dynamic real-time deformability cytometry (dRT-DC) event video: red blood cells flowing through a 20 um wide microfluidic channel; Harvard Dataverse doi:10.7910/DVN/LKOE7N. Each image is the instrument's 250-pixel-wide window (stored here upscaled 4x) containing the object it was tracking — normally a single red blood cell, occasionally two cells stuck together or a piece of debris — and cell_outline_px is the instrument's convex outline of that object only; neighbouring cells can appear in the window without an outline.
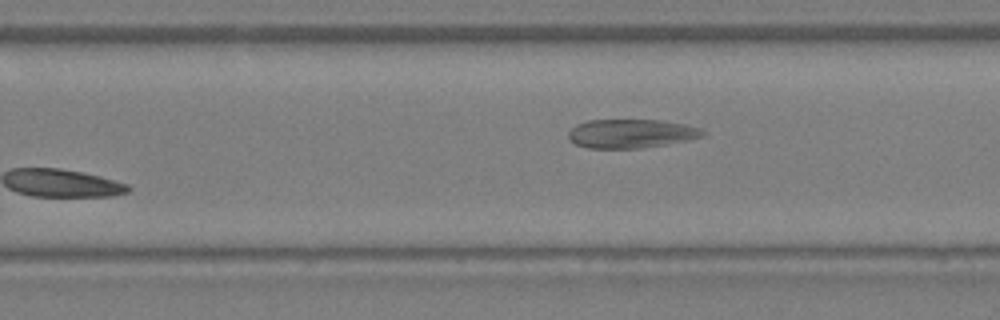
{"species": "Egyptian fruit bat (a non-hibernating species)", "species_latin": "Rousettus aegyptiacus", "temperature_condition": "warm", "stored_images_in_passage": 14, "segment_of_instrument_passage": [2, 2], "camera_frame_rate_fps": 3000, "um_per_image_px": 0.085, "animal": {"sex": "female"}, "frame": {"image": 1, "passage_image": 14, "time_ms": 4.333, "image_size_px": [1000, 320], "cell_outline_px": [[708, 132], [704, 136], [688, 140], [640, 148], [588, 148], [576, 144], [568, 136], [568, 132], [576, 124], [588, 120], [660, 120], [684, 124], [700, 128]], "centroid_in_image_um": [53.66, 11.35], "position_along_channel_um": 276.1, "area_um2": 22.48}}